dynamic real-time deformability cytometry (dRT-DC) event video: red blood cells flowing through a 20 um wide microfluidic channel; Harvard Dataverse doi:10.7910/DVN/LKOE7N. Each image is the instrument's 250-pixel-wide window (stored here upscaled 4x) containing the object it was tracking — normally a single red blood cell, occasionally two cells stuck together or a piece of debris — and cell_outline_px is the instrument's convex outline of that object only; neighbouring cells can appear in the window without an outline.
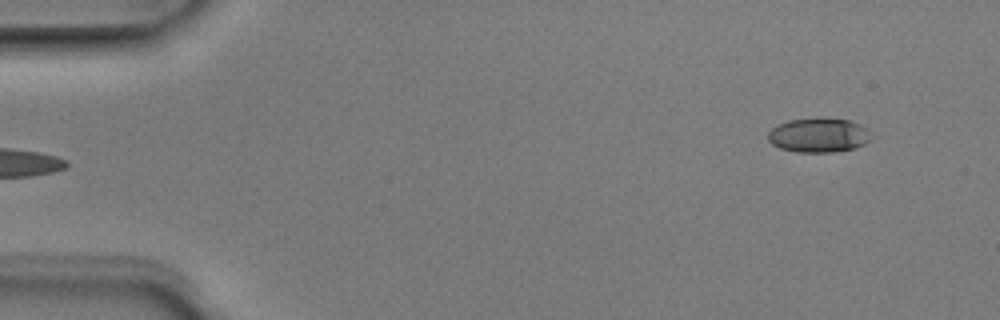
{"species": "Egyptian fruit bat (a non-hibernating species)", "species_latin": "Rousettus aegyptiacus", "temperature_condition": "room temperature", "stored_images_in_passage": 6, "camera_frame_rate_fps": 3000, "um_per_image_px": 0.085, "animal": {"sex": "male"}, "frame": {"image": 1, "passage_image": 6, "time_ms": 1.667, "image_size_px": [1000, 320], "cell_outline_px": [[876, 136], [872, 140], [856, 148], [832, 152], [796, 152], [780, 148], [772, 144], [768, 140], [768, 132], [772, 128], [788, 120], [848, 120], [860, 124], [868, 128]], "centroid_in_image_um": [69.66, 11.53], "position_along_channel_um": 15.3, "area_um2": 20.46}}